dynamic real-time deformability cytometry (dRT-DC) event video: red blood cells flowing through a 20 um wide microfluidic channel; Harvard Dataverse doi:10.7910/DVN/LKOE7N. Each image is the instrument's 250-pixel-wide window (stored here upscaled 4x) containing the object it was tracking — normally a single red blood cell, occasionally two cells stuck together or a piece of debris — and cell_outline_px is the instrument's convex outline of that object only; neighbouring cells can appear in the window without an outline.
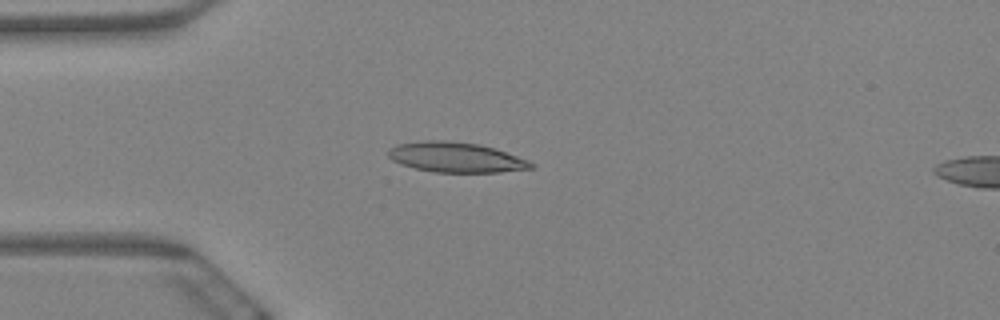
{"species": "Egyptian fruit bat (a non-hibernating species)", "species_latin": "Rousettus aegyptiacus", "temperature_condition": "warm", "stored_images_in_passage": 11, "camera_frame_rate_fps": 3000, "um_per_image_px": 0.085, "animal": {"sex": "female"}, "frame": {"image": 1, "passage_image": 5, "time_ms": 1.333, "image_size_px": [1000, 320], "cell_outline_px": [[536, 168], [500, 172], [432, 172], [400, 164], [392, 160], [388, 156], [388, 148], [396, 144], [424, 140], [444, 140], [480, 144], [496, 148], [528, 160], [536, 164]], "centroid_in_image_um": [38.77, 13.36], "position_along_channel_um": 46.2, "area_um2": 25.32}}
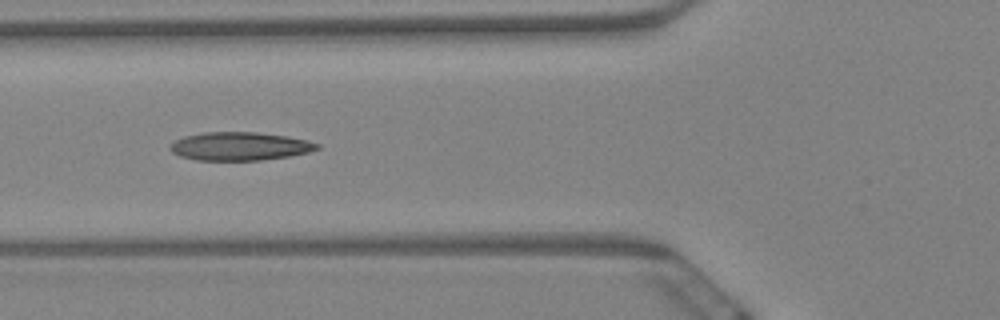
{"frame": {"image": 2, "passage_image": 7, "time_ms": 2.0, "image_size_px": [1000, 320], "cell_outline_px": [[320, 148], [308, 152], [288, 156], [260, 160], [196, 160], [180, 156], [172, 152], [168, 148], [176, 140], [184, 136], [204, 132], [256, 132], [288, 136], [308, 140], [320, 144]], "centroid_in_image_um": [20.39, 12.43], "position_along_channel_um": 105.4, "area_um2": 24.22}}
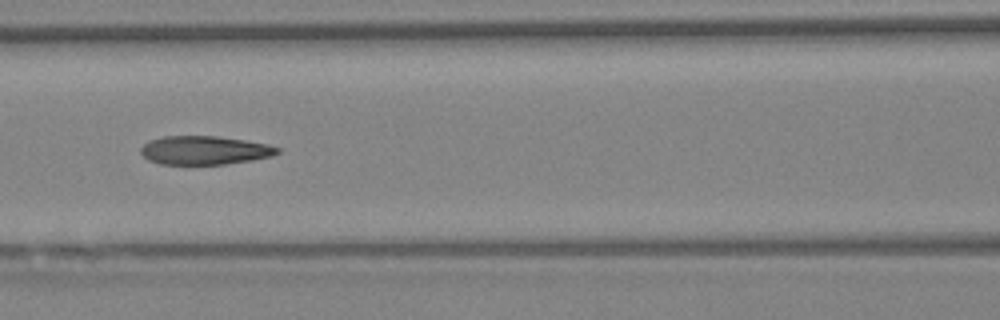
{"frame": {"image": 3, "passage_image": 8, "time_ms": 2.333, "image_size_px": [1000, 320], "cell_outline_px": [[280, 152], [272, 156], [252, 160], [224, 164], [160, 164], [148, 160], [140, 152], [140, 148], [148, 140], [164, 136], [216, 136], [244, 140], [264, 144], [280, 148]], "centroid_in_image_um": [17.35, 12.77], "position_along_channel_um": 149.3, "area_um2": 22.72}}